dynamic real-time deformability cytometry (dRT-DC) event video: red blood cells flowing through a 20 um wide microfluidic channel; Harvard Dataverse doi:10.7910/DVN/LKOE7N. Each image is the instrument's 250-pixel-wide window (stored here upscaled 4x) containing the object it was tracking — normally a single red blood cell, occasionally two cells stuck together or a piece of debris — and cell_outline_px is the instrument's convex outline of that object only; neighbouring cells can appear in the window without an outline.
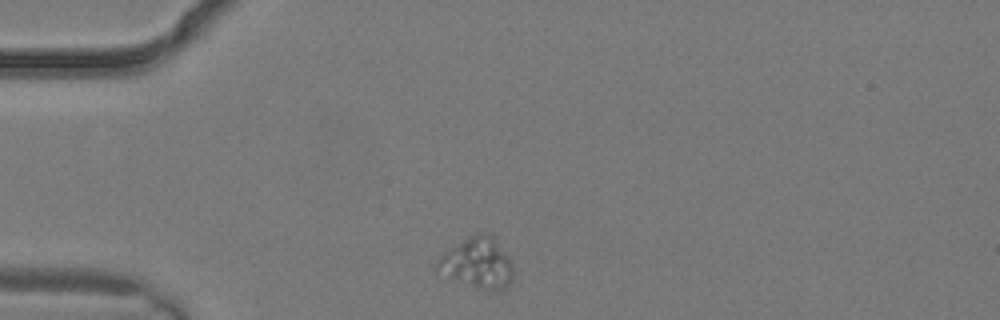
{"species": "common noctule bat (a hibernating species)", "species_latin": "Nyctalus noctula", "temperature_condition": "warm", "stored_images_in_passage": 1, "camera_frame_rate_fps": 3000, "um_per_image_px": 0.085, "animal": {"sex": "male", "body_mass_g": 19.2, "forearm_length_mm": 51.8}, "frame": {"image": 1, "passage_image": 1, "time_ms": 0.0, "image_size_px": [1000, 320], "cell_outline_px": [[512, 276], [508, 284], [500, 288], [484, 288], [472, 284], [452, 276], [436, 268], [436, 260], [444, 252], [468, 236], [476, 232], [492, 232], [508, 256], [512, 264]], "centroid_in_image_um": [40.62, 22.22], "position_along_channel_um": 44.4, "area_um2": 21.44}}